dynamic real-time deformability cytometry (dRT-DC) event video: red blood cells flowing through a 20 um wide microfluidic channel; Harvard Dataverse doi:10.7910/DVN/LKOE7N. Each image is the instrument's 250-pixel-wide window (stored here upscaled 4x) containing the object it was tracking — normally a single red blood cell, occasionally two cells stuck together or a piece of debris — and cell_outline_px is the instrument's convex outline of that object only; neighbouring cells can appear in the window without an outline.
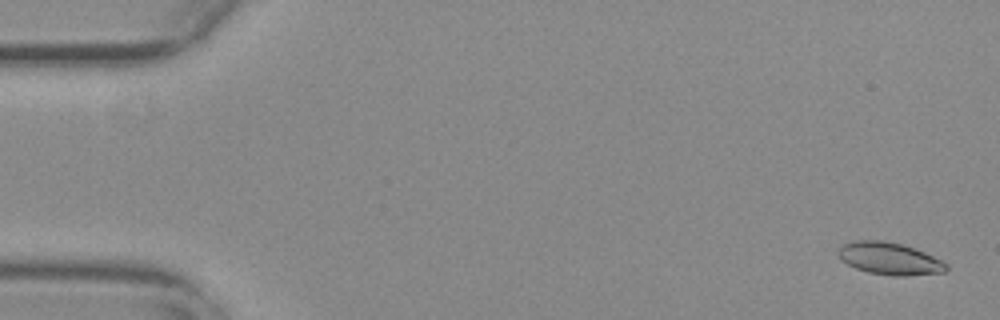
{"species": "common noctule bat (a hibernating species)", "species_latin": "Nyctalus noctula", "temperature_condition": "warm", "stored_images_in_passage": 55, "camera_frame_rate_fps": 3000, "um_per_image_px": 0.085, "animal": {"sex": "female", "body_mass_g": 29.2, "forearm_length_mm": 56.3}, "frame": {"image": 1, "passage_image": 2, "time_ms": 0.333, "image_size_px": [1000, 320], "cell_outline_px": [[948, 268], [944, 272], [904, 276], [892, 276], [868, 272], [856, 268], [840, 260], [836, 252], [844, 244], [852, 240], [884, 240], [900, 244], [924, 252], [948, 264]], "centroid_in_image_um": [75.57, 21.98], "position_along_channel_um": 9.4, "area_um2": 20.23}}
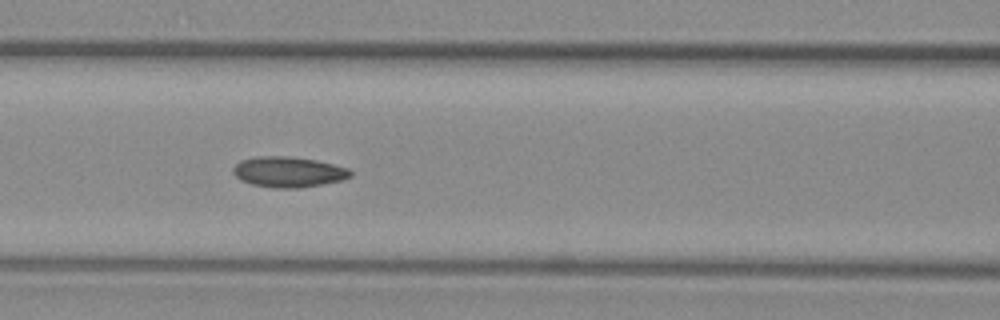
{"frame": {"image": 2, "passage_image": 24, "time_ms": 7.667, "image_size_px": [1000, 320], "cell_outline_px": [[352, 176], [344, 180], [300, 188], [276, 188], [252, 184], [240, 180], [232, 172], [232, 168], [240, 160], [256, 156], [288, 156], [316, 160], [348, 168], [352, 172]], "centroid_in_image_um": [24.51, 14.61], "position_along_channel_um": 142.1, "area_um2": 20.98}}
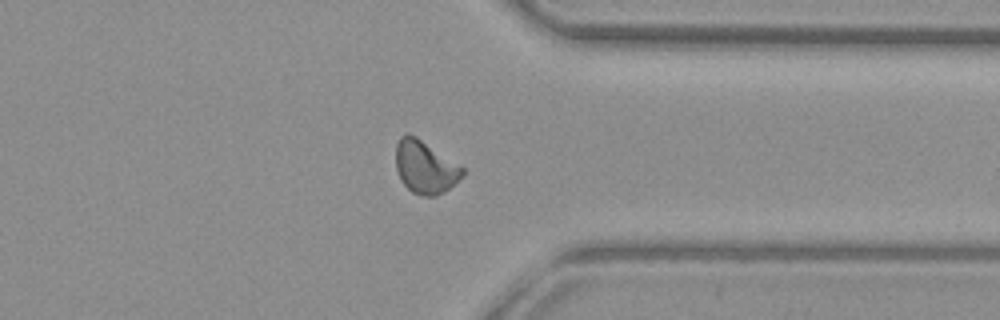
{"frame": {"image": 3, "passage_image": 43, "time_ms": 14.0, "image_size_px": [1000, 320], "cell_outline_px": [[464, 172], [444, 192], [436, 196], [420, 196], [412, 192], [400, 180], [396, 168], [396, 144], [400, 136], [408, 132], [416, 136], [464, 168]], "centroid_in_image_um": [36.08, 14.19], "position_along_channel_um": 375.3, "area_um2": 20.29}, "authors_computed_cell_mechanics": {"area_um2": 20.0566, "velocity_mm_per_s": 3.7566, "shape_relaxation_time_tau1_ms": null, "shape_relaxation_time_tau2_ms": 3.0054, "deformation_change_tau1": null, "deformation_change_tau2": 0.0757}}